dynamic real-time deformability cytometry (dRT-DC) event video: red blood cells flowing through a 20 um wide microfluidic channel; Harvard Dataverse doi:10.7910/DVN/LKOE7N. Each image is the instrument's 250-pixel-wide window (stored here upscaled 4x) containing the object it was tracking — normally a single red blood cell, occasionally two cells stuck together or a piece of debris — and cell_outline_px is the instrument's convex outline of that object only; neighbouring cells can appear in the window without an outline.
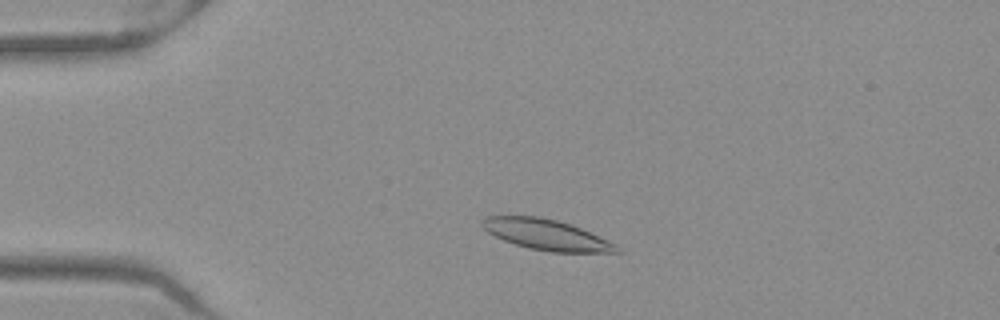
{"species": "Egyptian fruit bat (a non-hibernating species)", "species_latin": "Rousettus aegyptiacus", "temperature_condition": "warm", "stored_images_in_passage": 44, "camera_frame_rate_fps": 3000, "um_per_image_px": 0.085, "frame": {"image": 1, "passage_image": 4, "time_ms": 1.0, "image_size_px": [1000, 320], "cell_outline_px": [[624, 252], [552, 252], [528, 248], [504, 240], [488, 232], [480, 224], [480, 220], [484, 216], [540, 216], [556, 220], [580, 228], [616, 244]], "centroid_in_image_um": [46.42, 19.94], "position_along_channel_um": 38.6, "area_um2": 23.76}}
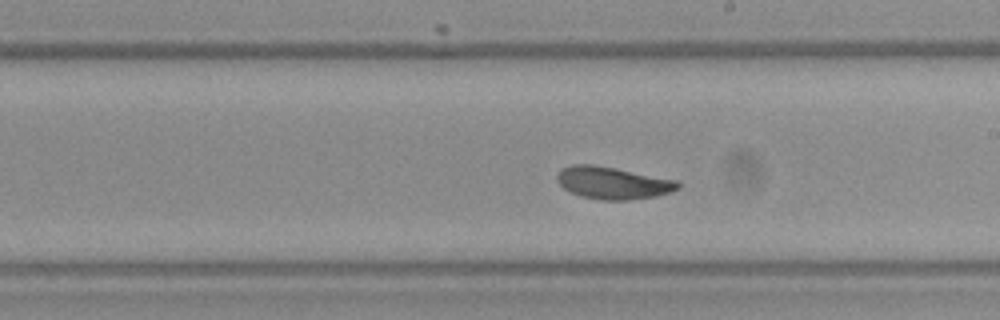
{"frame": {"image": 2, "passage_image": 22, "time_ms": 7.0, "image_size_px": [1000, 320], "cell_outline_px": [[680, 188], [672, 192], [656, 196], [628, 200], [600, 200], [580, 196], [564, 188], [556, 180], [556, 176], [560, 168], [572, 164], [592, 164], [616, 168], [680, 180]], "centroid_in_image_um": [52.12, 15.54], "position_along_channel_um": 236.9, "area_um2": 23.06}}
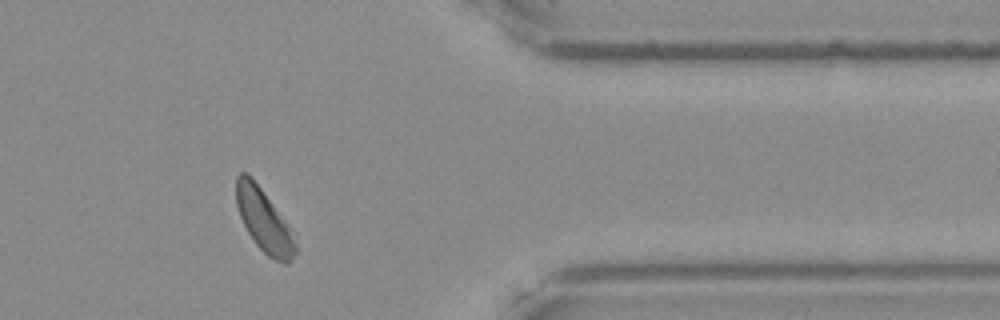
{"frame": {"image": 3, "passage_image": 35, "time_ms": 11.333, "image_size_px": [1000, 320], "cell_outline_px": [[296, 252], [292, 260], [288, 264], [284, 264], [272, 260], [256, 244], [248, 232], [240, 216], [236, 204], [236, 176], [240, 172], [248, 172], [260, 188], [284, 224], [296, 248]], "centroid_in_image_um": [22.35, 18.76], "position_along_channel_um": 389.0, "area_um2": 20.46}, "authors_computed_cell_mechanics": {"area_um2": 22.6576, "velocity_mm_per_s": 3.9201, "shape_relaxation_time_tau1_ms": 3.6389, "shape_relaxation_time_tau2_ms": 2.3425, "deformation_change_tau1": 0.1303, "deformation_change_tau2": 0.0814}}